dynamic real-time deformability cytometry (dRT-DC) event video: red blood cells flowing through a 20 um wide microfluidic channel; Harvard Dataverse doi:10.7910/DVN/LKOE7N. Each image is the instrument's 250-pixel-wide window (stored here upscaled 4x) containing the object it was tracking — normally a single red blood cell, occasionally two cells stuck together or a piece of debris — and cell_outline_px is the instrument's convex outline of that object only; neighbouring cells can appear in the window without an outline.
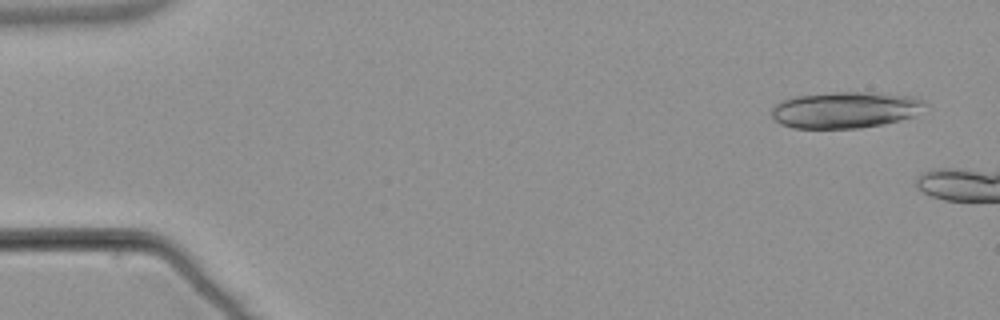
{"species": "common noctule bat (a hibernating species)", "species_latin": "Nyctalus noctula", "temperature_condition": "warm", "stored_images_in_passage": 16, "camera_frame_rate_fps": 3000, "um_per_image_px": 0.085, "animal": {"sex": "male", "body_mass_g": 21.5, "forearm_length_mm": 52.0}, "frame": {"image": 1, "passage_image": 3, "time_ms": 0.667, "image_size_px": [1000, 320], "cell_outline_px": [[928, 104], [912, 116], [900, 120], [884, 124], [860, 128], [792, 128], [780, 124], [772, 120], [772, 108], [780, 100], [792, 96], [836, 92], [868, 92], [912, 96], [924, 100]], "centroid_in_image_um": [71.8, 9.34], "position_along_channel_um": 13.2, "area_um2": 32.77}}